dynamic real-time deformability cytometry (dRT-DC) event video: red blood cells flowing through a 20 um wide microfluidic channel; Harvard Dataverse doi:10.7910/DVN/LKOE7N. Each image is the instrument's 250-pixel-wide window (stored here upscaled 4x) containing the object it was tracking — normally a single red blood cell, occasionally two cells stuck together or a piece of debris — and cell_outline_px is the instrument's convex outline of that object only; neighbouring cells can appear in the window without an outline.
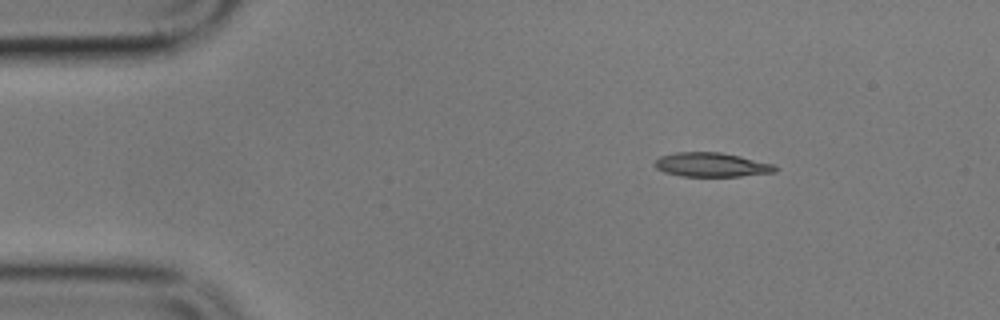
{"species": "common noctule bat (a hibernating species)", "species_latin": "Nyctalus noctula", "temperature_condition": "cold", "stored_images_in_passage": 3, "camera_frame_rate_fps": 3000, "um_per_image_px": 0.085, "animal": {"sex": "male", "body_mass_g": 17.9}, "frame": {"image": 1, "passage_image": 3, "time_ms": 5.333, "image_size_px": [1000, 320], "cell_outline_px": [[780, 168], [776, 172], [740, 176], [680, 176], [664, 172], [656, 168], [652, 164], [660, 156], [676, 152], [720, 152], [740, 156], [776, 164]], "centroid_in_image_um": [60.51, 14.0], "position_along_channel_um": 24.5, "area_um2": 17.17}}